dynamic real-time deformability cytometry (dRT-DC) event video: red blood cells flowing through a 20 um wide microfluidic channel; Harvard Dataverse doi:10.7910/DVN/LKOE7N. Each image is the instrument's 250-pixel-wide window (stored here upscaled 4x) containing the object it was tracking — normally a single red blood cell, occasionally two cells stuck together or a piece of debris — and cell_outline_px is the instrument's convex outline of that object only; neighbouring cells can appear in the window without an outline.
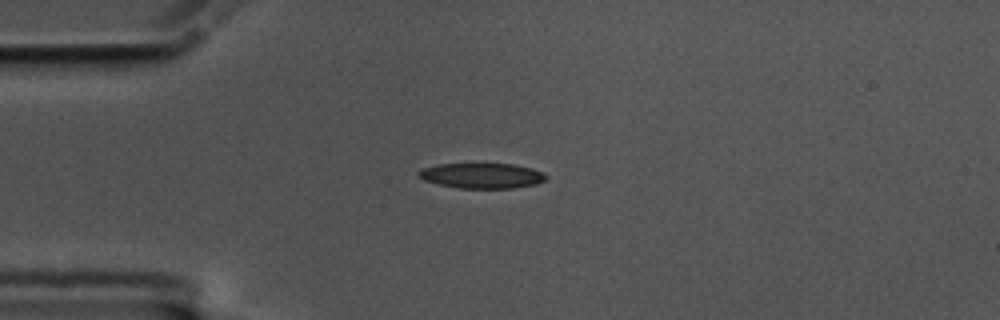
{"species": "common noctule bat (a hibernating species)", "species_latin": "Nyctalus noctula", "temperature_condition": "cold", "stored_images_in_passage": 44, "camera_frame_rate_fps": 3000, "um_per_image_px": 0.085, "animal": {"sex": "male", "body_mass_g": 17.5, "forearm_length_mm": 52.3}, "frame": {"image": 1, "passage_image": 1, "time_ms": 0.0, "image_size_px": [1000, 320], "cell_outline_px": [[548, 180], [536, 184], [512, 188], [460, 188], [440, 184], [424, 180], [416, 172], [424, 168], [440, 164], [512, 164], [532, 168], [548, 176]], "centroid_in_image_um": [41.01, 14.93], "position_along_channel_um": 44.0, "area_um2": 18.55}}
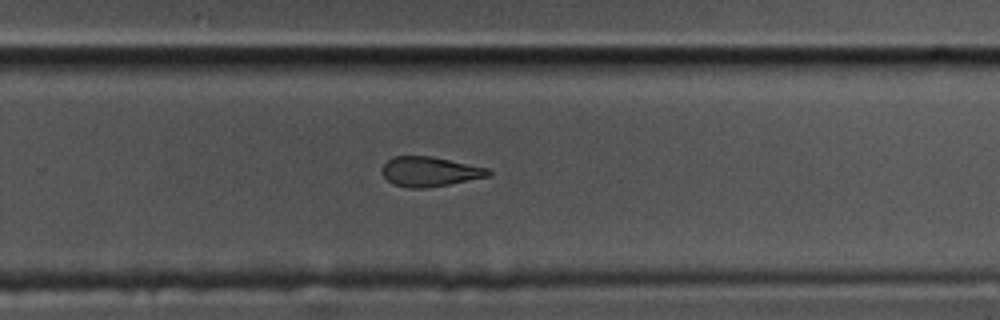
{"frame": {"image": 2, "passage_image": 24, "time_ms": 7.667, "image_size_px": [1000, 320], "cell_outline_px": [[492, 172], [488, 176], [448, 184], [424, 188], [408, 188], [392, 184], [380, 172], [380, 168], [388, 160], [396, 156], [432, 156], [488, 168]], "centroid_in_image_um": [36.48, 14.58], "position_along_channel_um": 293.3, "area_um2": 18.32}}
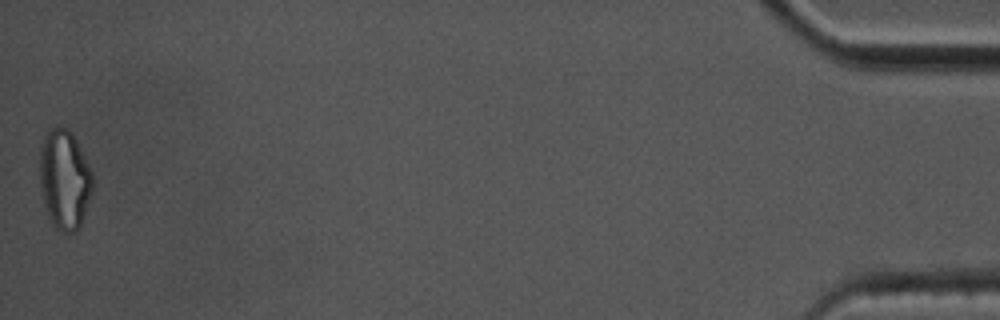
{"frame": {"image": 3, "passage_image": 44, "time_ms": 14.333, "image_size_px": [1000, 320], "cell_outline_px": [[92, 188], [80, 228], [76, 232], [64, 232], [56, 228], [52, 224], [48, 216], [44, 204], [40, 184], [40, 148], [44, 136], [52, 128], [68, 128], [72, 132], [92, 172]], "centroid_in_image_um": [5.47, 15.27], "position_along_channel_um": 429.7, "area_um2": 30.4}, "authors_computed_cell_mechanics": {"area_um2": 19.6809, "velocity_mm_per_s": 3.4845, "shape_relaxation_time_tau1_ms": 9.597, "shape_relaxation_time_tau2_ms": 3.9357, "deformation_change_tau1": 0.1965, "deformation_change_tau2": 0.1315}}